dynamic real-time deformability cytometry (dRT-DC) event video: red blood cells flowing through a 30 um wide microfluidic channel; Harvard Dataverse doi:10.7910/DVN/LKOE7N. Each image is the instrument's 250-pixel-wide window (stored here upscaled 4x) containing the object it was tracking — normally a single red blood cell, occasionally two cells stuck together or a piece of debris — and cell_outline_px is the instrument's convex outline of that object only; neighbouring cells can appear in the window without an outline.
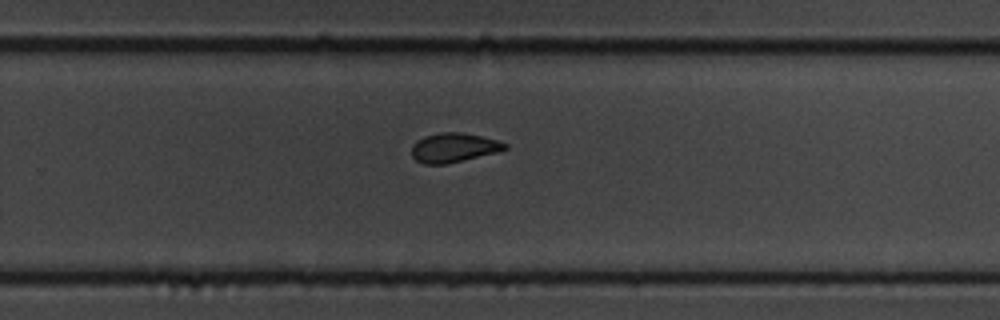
{"species": "common noctule bat (a hibernating species)", "species_latin": "Nyctalus noctula", "temperature_condition": "cold", "stored_images_in_passage": 9, "camera_frame_rate_fps": 3000, "um_per_image_px": 0.085, "animal": {"sex": "male", "body_mass_g": 19.5, "forearm_length_mm": 54.6}, "frame": {"image": 1, "passage_image": 9, "time_ms": 2.667, "image_size_px": [1000, 320], "cell_outline_px": [[508, 148], [500, 152], [444, 164], [424, 164], [416, 160], [412, 156], [412, 144], [416, 140], [424, 136], [440, 132], [464, 132], [496, 140], [508, 144]], "centroid_in_image_um": [38.57, 12.54], "position_along_channel_um": 291.2, "area_um2": 16.01}}